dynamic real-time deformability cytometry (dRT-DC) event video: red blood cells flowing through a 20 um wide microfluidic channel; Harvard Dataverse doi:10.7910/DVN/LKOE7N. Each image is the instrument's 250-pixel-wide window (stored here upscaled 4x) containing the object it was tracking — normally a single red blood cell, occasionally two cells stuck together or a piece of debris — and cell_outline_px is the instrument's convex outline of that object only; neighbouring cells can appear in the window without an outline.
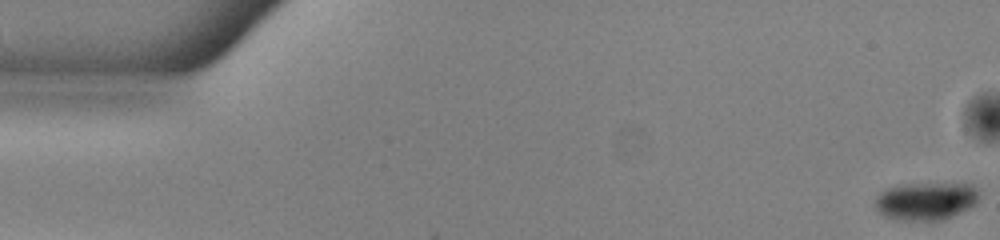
{"species": "common noctule bat (a hibernating species)", "species_latin": "Nyctalus noctula", "temperature_condition": "warm", "stored_images_in_passage": 52, "camera_frame_rate_fps": 3000, "um_per_image_px": 0.085, "animal": {"sex": "male", "body_mass_g": 13.0, "forearm_length_mm": 53.1}, "frame": {"image": 1, "passage_image": 1, "time_ms": 0.0, "image_size_px": [1000, 240], "cell_outline_px": [[980, 196], [976, 204], [944, 220], [896, 220], [884, 216], [872, 204], [876, 196], [884, 188], [896, 184], [972, 184], [976, 188]], "centroid_in_image_um": [78.65, 17.08], "position_along_channel_um": 6.3, "area_um2": 23.24}}
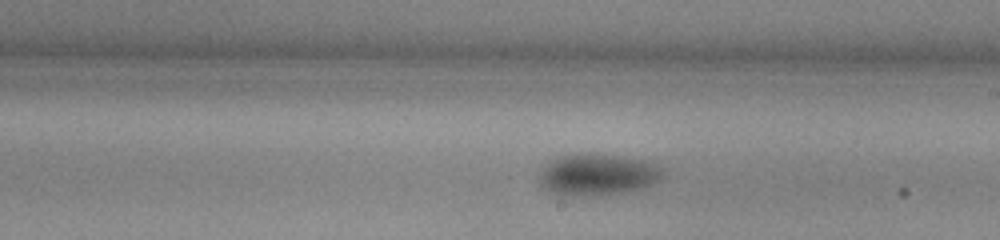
{"frame": {"image": 2, "passage_image": 30, "time_ms": 9.667, "image_size_px": [1000, 240], "cell_outline_px": [[668, 176], [652, 184], [640, 188], [620, 192], [592, 196], [568, 196], [552, 192], [540, 184], [540, 176], [544, 168], [552, 160], [560, 156], [576, 152], [612, 156], [644, 160], [656, 164]], "centroid_in_image_um": [50.82, 14.84], "position_along_channel_um": 238.2, "area_um2": 29.59}}
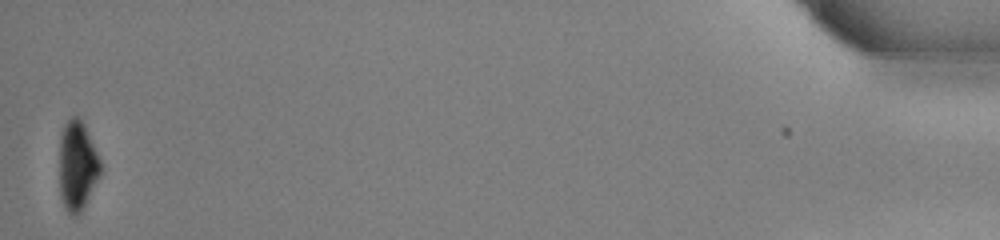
{"frame": {"image": 3, "passage_image": 52, "time_ms": 17.0, "image_size_px": [1000, 240], "cell_outline_px": [[100, 176], [84, 208], [76, 216], [72, 216], [64, 208], [60, 196], [60, 136], [64, 124], [72, 116], [80, 116], [84, 124], [100, 160]], "centroid_in_image_um": [6.56, 14.11], "position_along_channel_um": 428.6, "area_um2": 21.5}, "authors_computed_cell_mechanics": {"area_um2": 27.166, "velocity_mm_per_s": 3.9546, "shape_relaxation_time_tau1_ms": 2.4664, "shape_relaxation_time_tau2_ms": null, "deformation_change_tau1": 0.0908, "deformation_change_tau2": null}}